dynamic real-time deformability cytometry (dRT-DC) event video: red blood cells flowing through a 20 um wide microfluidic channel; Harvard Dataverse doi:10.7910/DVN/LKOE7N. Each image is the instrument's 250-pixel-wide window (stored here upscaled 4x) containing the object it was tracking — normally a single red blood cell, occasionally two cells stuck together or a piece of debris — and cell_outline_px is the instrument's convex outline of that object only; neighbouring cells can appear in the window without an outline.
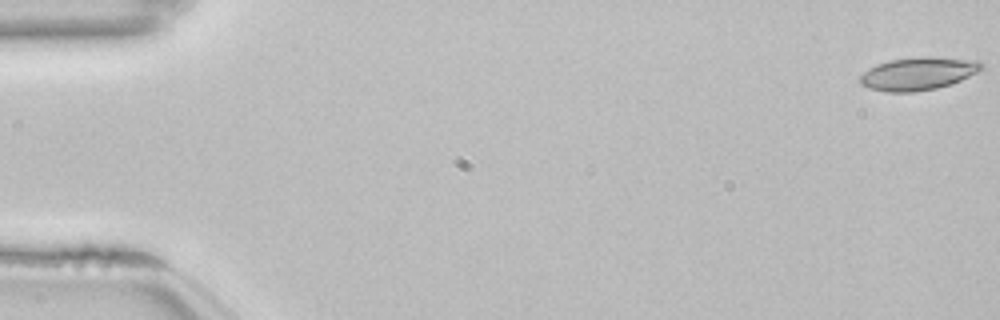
{"species": "common noctule bat (a hibernating species)", "species_latin": "Nyctalus noctula", "temperature_condition": "room temperature", "stored_images_in_passage": 54, "camera_frame_rate_fps": 3000, "um_per_image_px": 0.085, "animal": {"sex": "female", "body_mass_g": 22.7, "forearm_length_mm": 54.2}, "frame": {"image": 1, "passage_image": 1, "time_ms": 0.0, "image_size_px": [1000, 320], "cell_outline_px": [[984, 68], [960, 80], [936, 88], [912, 92], [884, 92], [868, 88], [860, 84], [860, 76], [868, 68], [876, 64], [888, 60], [920, 56], [928, 56], [980, 60], [984, 64]], "centroid_in_image_um": [78.02, 6.24], "position_along_channel_um": 7.0, "area_um2": 23.41}}
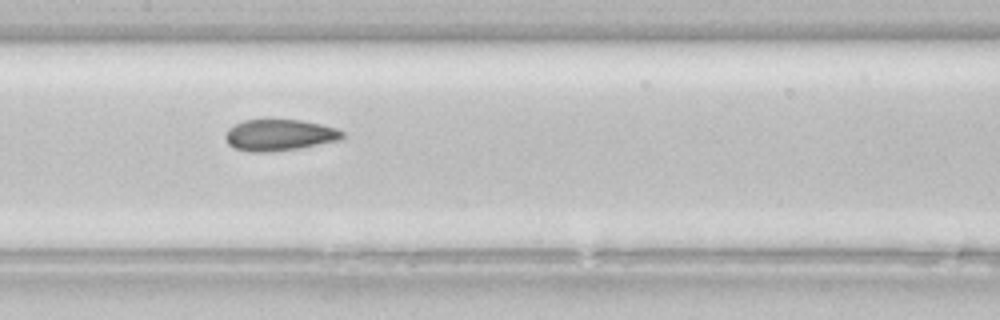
{"frame": {"image": 2, "passage_image": 27, "time_ms": 8.667, "image_size_px": [1000, 320], "cell_outline_px": [[344, 136], [340, 140], [300, 148], [268, 152], [248, 152], [236, 148], [228, 144], [224, 136], [228, 128], [244, 120], [300, 120], [320, 124], [336, 128], [344, 132]], "centroid_in_image_um": [23.74, 11.49], "position_along_channel_um": 183.7, "area_um2": 21.33}}
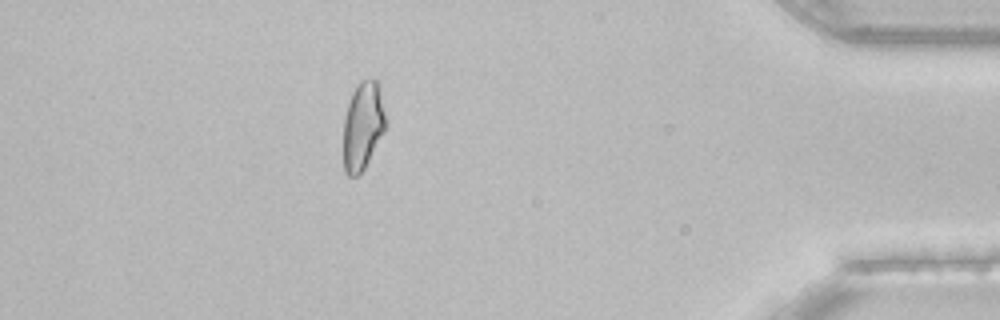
{"frame": {"image": 3, "passage_image": 48, "time_ms": 15.667, "image_size_px": [1000, 320], "cell_outline_px": [[384, 132], [364, 168], [356, 176], [348, 176], [344, 172], [344, 116], [352, 92], [360, 80], [372, 76], [380, 84], [384, 112]], "centroid_in_image_um": [30.83, 10.63], "position_along_channel_um": 404.4, "area_um2": 21.62}, "authors_computed_cell_mechanics": {"area_um2": 22.1085, "velocity_mm_per_s": 3.8413, "shape_relaxation_time_tau1_ms": null, "shape_relaxation_time_tau2_ms": 2.9034, "deformation_change_tau1": null, "deformation_change_tau2": 0.0787}}